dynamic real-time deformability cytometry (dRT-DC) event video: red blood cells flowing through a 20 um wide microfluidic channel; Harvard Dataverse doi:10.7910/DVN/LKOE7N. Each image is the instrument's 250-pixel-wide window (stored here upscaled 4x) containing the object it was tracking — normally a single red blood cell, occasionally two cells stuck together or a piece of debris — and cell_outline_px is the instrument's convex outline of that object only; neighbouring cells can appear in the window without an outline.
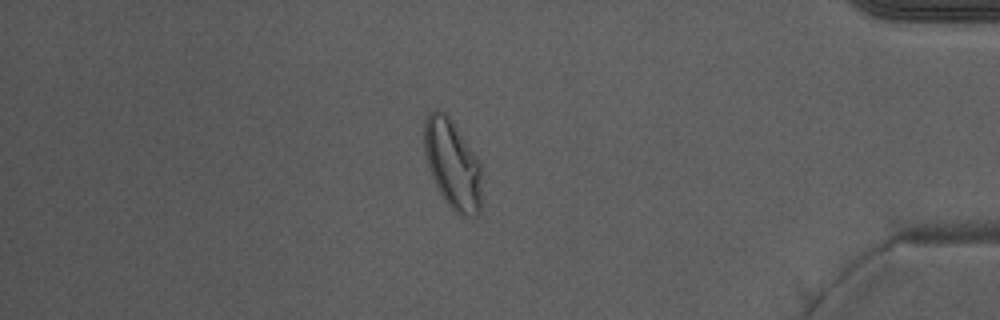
{"species": "Egyptian fruit bat (a non-hibernating species)", "species_latin": "Rousettus aegyptiacus", "temperature_condition": "warm", "stored_images_in_passage": 51, "camera_frame_rate_fps": 3000, "um_per_image_px": 0.085, "animal": {"sex": "male"}, "frame": {"image": 1, "passage_image": 44, "time_ms": 14.333, "image_size_px": [1000, 320], "cell_outline_px": [[484, 168], [480, 212], [472, 220], [468, 220], [460, 216], [444, 200], [432, 176], [424, 152], [424, 120], [428, 112], [432, 108], [436, 108], [444, 112], [448, 116], [476, 156]], "centroid_in_image_um": [38.51, 14.02], "position_along_channel_um": 396.7, "area_um2": 30.58}}